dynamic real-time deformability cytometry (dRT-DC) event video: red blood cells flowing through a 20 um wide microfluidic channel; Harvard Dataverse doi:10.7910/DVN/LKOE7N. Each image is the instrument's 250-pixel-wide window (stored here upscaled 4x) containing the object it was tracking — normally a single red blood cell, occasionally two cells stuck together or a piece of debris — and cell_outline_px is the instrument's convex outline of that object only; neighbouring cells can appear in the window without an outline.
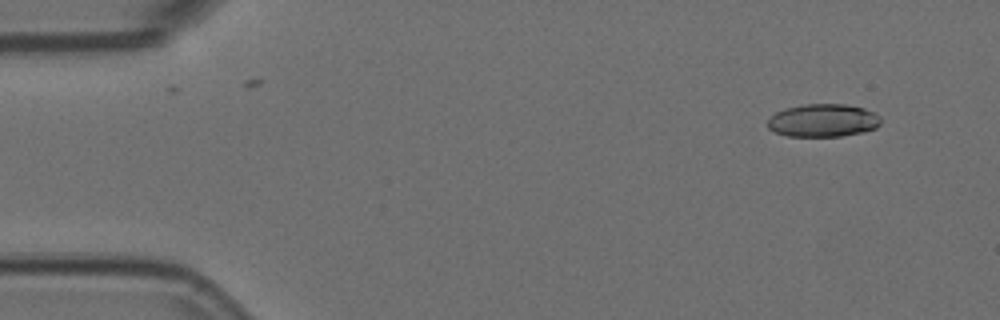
{"species": "Egyptian fruit bat (a non-hibernating species)", "species_latin": "Rousettus aegyptiacus", "temperature_condition": "room temperature", "stored_images_in_passage": 8, "camera_frame_rate_fps": 3000, "um_per_image_px": 0.085, "animal": {"sex": "female"}, "frame": {"image": 1, "passage_image": 1, "time_ms": 0.0, "image_size_px": [1000, 320], "cell_outline_px": [[880, 124], [876, 128], [860, 132], [840, 136], [788, 136], [776, 132], [768, 128], [768, 120], [776, 112], [788, 108], [804, 104], [844, 104], [864, 108], [880, 116]], "centroid_in_image_um": [69.96, 10.23], "position_along_channel_um": 15.0, "area_um2": 21.44}}
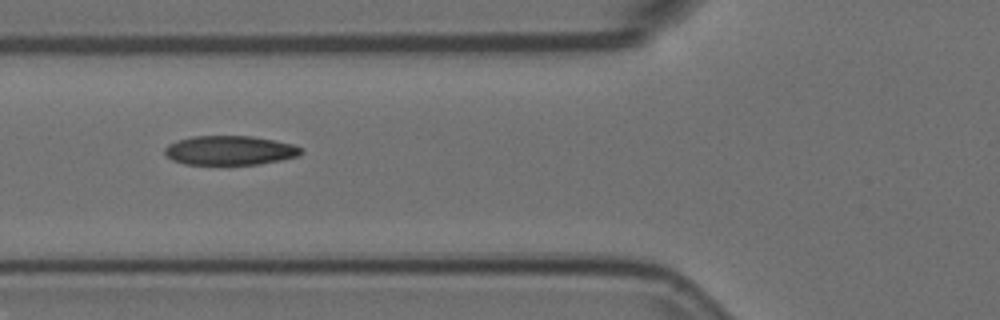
{"frame": {"image": 2, "passage_image": 5, "time_ms": 1.333, "image_size_px": [1000, 320], "cell_outline_px": [[304, 152], [296, 156], [280, 160], [260, 164], [184, 164], [172, 160], [164, 152], [164, 148], [168, 144], [176, 140], [192, 136], [252, 136], [292, 144], [300, 148]], "centroid_in_image_um": [19.49, 12.78], "position_along_channel_um": 106.3, "area_um2": 23.12}}
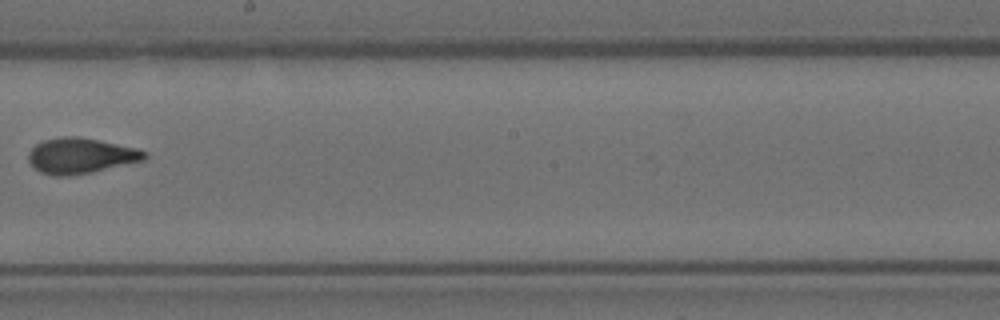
{"frame": {"image": 3, "passage_image": 8, "time_ms": 2.333, "image_size_px": [1000, 320], "cell_outline_px": [[148, 156], [144, 160], [92, 172], [68, 176], [52, 176], [40, 172], [32, 168], [28, 160], [28, 152], [36, 144], [44, 140], [60, 136], [80, 136], [136, 148], [148, 152]], "centroid_in_image_um": [6.82, 13.24], "position_along_channel_um": 241.4, "area_um2": 24.28}}